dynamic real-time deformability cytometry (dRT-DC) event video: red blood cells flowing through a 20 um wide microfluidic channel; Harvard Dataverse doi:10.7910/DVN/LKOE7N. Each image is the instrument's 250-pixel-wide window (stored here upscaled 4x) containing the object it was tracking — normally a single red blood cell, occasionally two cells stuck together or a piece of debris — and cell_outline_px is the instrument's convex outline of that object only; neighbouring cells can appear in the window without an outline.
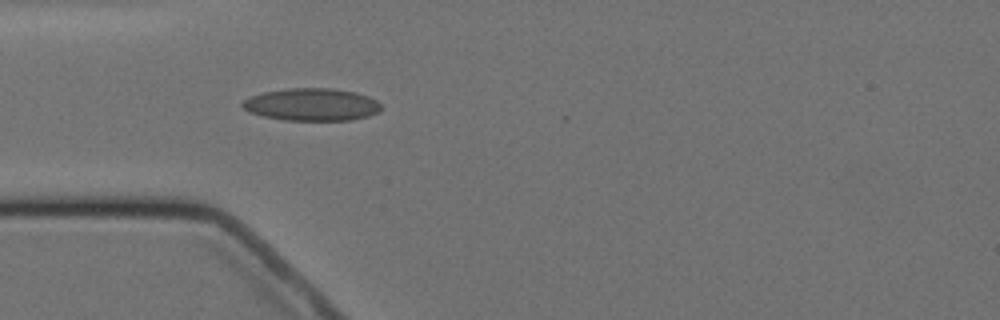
{"species": "Egyptian fruit bat (a non-hibernating species)", "species_latin": "Rousettus aegyptiacus", "temperature_condition": "cold", "stored_images_in_passage": 5, "camera_frame_rate_fps": 3000, "um_per_image_px": 0.085, "animal": {"sex": "female"}, "frame": {"image": 1, "passage_image": 5, "time_ms": 4.667, "image_size_px": [1000, 320], "cell_outline_px": [[380, 112], [368, 116], [352, 120], [284, 120], [264, 116], [248, 112], [240, 104], [244, 100], [252, 96], [264, 92], [288, 88], [332, 88], [356, 92], [368, 96], [376, 100], [380, 104]], "centroid_in_image_um": [26.51, 8.88], "position_along_channel_um": 58.5, "area_um2": 26.24}}